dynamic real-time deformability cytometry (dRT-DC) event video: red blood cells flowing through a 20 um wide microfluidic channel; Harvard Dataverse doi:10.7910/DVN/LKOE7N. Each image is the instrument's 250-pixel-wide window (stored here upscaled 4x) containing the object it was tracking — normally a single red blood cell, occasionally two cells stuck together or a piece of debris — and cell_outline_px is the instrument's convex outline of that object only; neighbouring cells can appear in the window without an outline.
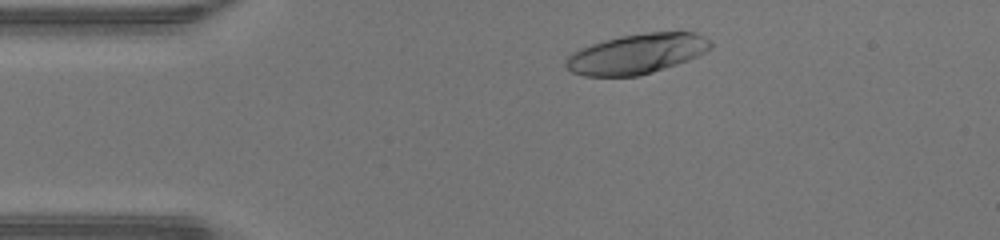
{"species": "human", "species_latin": "Homo sapiens", "temperature_condition": "warm", "stored_images_in_passage": 37, "camera_frame_rate_fps": 3000, "um_per_image_px": 0.085, "donor": {"sex": "male"}, "frame": {"image": 1, "passage_image": 4, "time_ms": 1.0, "image_size_px": [1000, 240], "cell_outline_px": [[712, 48], [688, 60], [640, 76], [584, 76], [572, 72], [564, 64], [564, 60], [572, 52], [580, 48], [604, 40], [620, 36], [644, 32], [696, 32], [704, 36], [712, 44]], "centroid_in_image_um": [54.11, 4.57], "position_along_channel_um": 30.9, "area_um2": 33.7}}
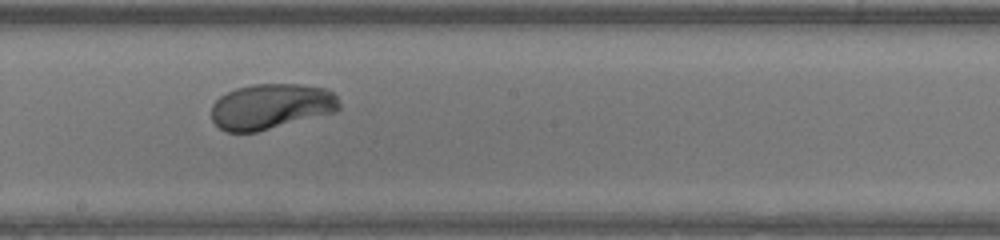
{"frame": {"image": 2, "passage_image": 21, "time_ms": 6.667, "image_size_px": [1000, 240], "cell_outline_px": [[340, 108], [336, 112], [256, 132], [224, 132], [212, 120], [212, 104], [220, 96], [236, 88], [252, 84], [300, 84], [328, 88], [336, 96], [340, 104]], "centroid_in_image_um": [23.05, 9.04], "position_along_channel_um": 225.1, "area_um2": 34.04}}
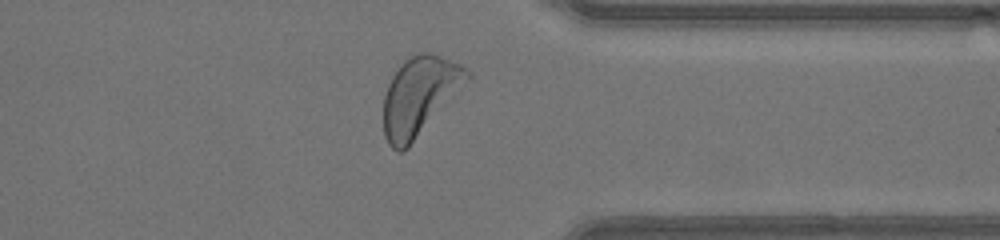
{"frame": {"image": 3, "passage_image": 32, "time_ms": 10.333, "image_size_px": [1000, 240], "cell_outline_px": [[472, 76], [408, 148], [400, 152], [396, 152], [388, 144], [384, 136], [384, 96], [388, 84], [392, 76], [400, 64], [404, 60], [416, 52], [432, 52], [460, 64], [468, 68], [472, 72]], "centroid_in_image_um": [35.65, 8.14], "position_along_channel_um": 375.7, "area_um2": 38.26}, "authors_computed_cell_mechanics": {"area_um2": 34.5066, "velocity_mm_per_s": 4.2861, "shape_relaxation_time_tau1_ms": 1.9454, "shape_relaxation_time_tau2_ms": null, "deformation_change_tau1": 0.1751, "deformation_change_tau2": null}}